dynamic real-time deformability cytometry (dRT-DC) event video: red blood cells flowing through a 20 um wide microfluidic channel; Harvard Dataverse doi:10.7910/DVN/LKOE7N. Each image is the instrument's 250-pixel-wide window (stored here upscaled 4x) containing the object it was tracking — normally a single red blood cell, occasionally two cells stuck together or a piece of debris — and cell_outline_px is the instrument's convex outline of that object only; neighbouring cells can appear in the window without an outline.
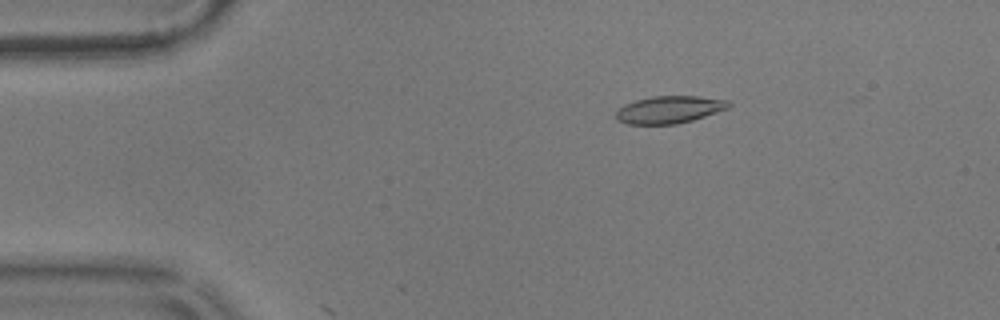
{"species": "common noctule bat (a hibernating species)", "species_latin": "Nyctalus noctula", "temperature_condition": "warm", "stored_images_in_passage": 11, "camera_frame_rate_fps": 3000, "um_per_image_px": 0.085, "animal": {"sex": "male", "body_mass_g": 17.9}, "frame": {"image": 1, "passage_image": 10, "time_ms": 3.0, "image_size_px": [1000, 320], "cell_outline_px": [[732, 104], [728, 108], [692, 120], [676, 124], [628, 124], [616, 120], [616, 112], [624, 104], [636, 100], [652, 96], [700, 96], [728, 100]], "centroid_in_image_um": [56.89, 9.31], "position_along_channel_um": 28.1, "area_um2": 17.92}}